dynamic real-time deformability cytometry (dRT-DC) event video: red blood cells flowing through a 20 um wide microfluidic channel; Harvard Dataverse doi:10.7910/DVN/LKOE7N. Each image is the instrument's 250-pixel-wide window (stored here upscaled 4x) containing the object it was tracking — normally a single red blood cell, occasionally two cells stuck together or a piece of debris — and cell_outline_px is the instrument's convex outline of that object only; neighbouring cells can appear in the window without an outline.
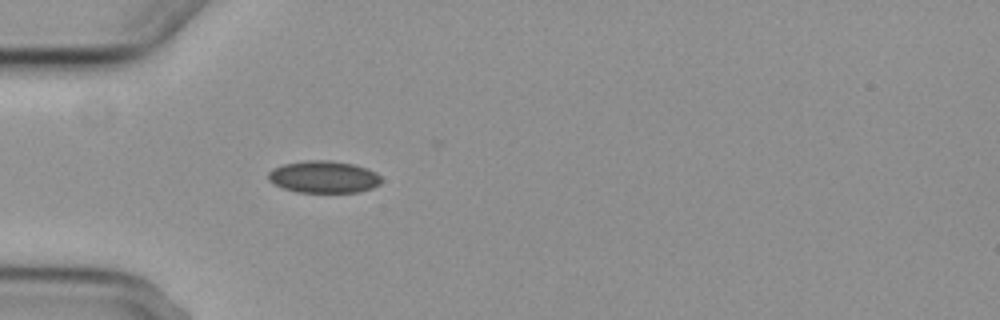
{"species": "common noctule bat (a hibernating species)", "species_latin": "Nyctalus noctula", "temperature_condition": "cold", "stored_images_in_passage": 1, "camera_frame_rate_fps": 3000, "um_per_image_px": 0.085, "animal": {"sex": "female", "body_mass_g": 29.2, "forearm_length_mm": 56.3}, "frame": {"image": 1, "passage_image": 1, "time_ms": 0.0, "image_size_px": [1000, 320], "cell_outline_px": [[380, 184], [372, 188], [360, 192], [296, 192], [272, 184], [268, 180], [268, 172], [272, 168], [284, 164], [308, 160], [328, 160], [352, 164], [376, 172], [380, 176]], "centroid_in_image_um": [27.48, 15.04], "position_along_channel_um": 57.5, "area_um2": 21.1}}